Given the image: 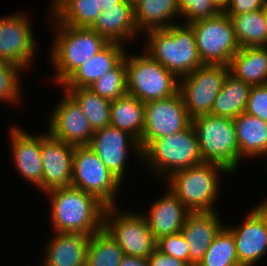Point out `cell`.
I'll list each match as a JSON object with an SVG mask.
<instances>
[{"mask_svg":"<svg viewBox=\"0 0 267 266\" xmlns=\"http://www.w3.org/2000/svg\"><path fill=\"white\" fill-rule=\"evenodd\" d=\"M46 195L54 232L92 236L103 228L106 205L96 196L72 186L51 190Z\"/></svg>","mask_w":267,"mask_h":266,"instance_id":"cell-1","label":"cell"},{"mask_svg":"<svg viewBox=\"0 0 267 266\" xmlns=\"http://www.w3.org/2000/svg\"><path fill=\"white\" fill-rule=\"evenodd\" d=\"M145 53L165 69L182 78L203 65L189 24L178 23L166 29L146 31Z\"/></svg>","mask_w":267,"mask_h":266,"instance_id":"cell-2","label":"cell"},{"mask_svg":"<svg viewBox=\"0 0 267 266\" xmlns=\"http://www.w3.org/2000/svg\"><path fill=\"white\" fill-rule=\"evenodd\" d=\"M55 28V38L49 52L55 69L53 77L60 86L89 58L101 51L109 42L88 27H74L57 23L49 18Z\"/></svg>","mask_w":267,"mask_h":266,"instance_id":"cell-3","label":"cell"},{"mask_svg":"<svg viewBox=\"0 0 267 266\" xmlns=\"http://www.w3.org/2000/svg\"><path fill=\"white\" fill-rule=\"evenodd\" d=\"M224 173L230 174L219 164L203 162L173 172L165 180L169 189L190 212L217 211L214 209V202L217 195L219 196L220 181Z\"/></svg>","mask_w":267,"mask_h":266,"instance_id":"cell-4","label":"cell"},{"mask_svg":"<svg viewBox=\"0 0 267 266\" xmlns=\"http://www.w3.org/2000/svg\"><path fill=\"white\" fill-rule=\"evenodd\" d=\"M151 174L168 178L173 172L203 163L197 135L191 124L185 130L153 140L142 151Z\"/></svg>","mask_w":267,"mask_h":266,"instance_id":"cell-5","label":"cell"},{"mask_svg":"<svg viewBox=\"0 0 267 266\" xmlns=\"http://www.w3.org/2000/svg\"><path fill=\"white\" fill-rule=\"evenodd\" d=\"M203 162L223 166L231 174L242 162L231 118L203 114L192 119Z\"/></svg>","mask_w":267,"mask_h":266,"instance_id":"cell-6","label":"cell"},{"mask_svg":"<svg viewBox=\"0 0 267 266\" xmlns=\"http://www.w3.org/2000/svg\"><path fill=\"white\" fill-rule=\"evenodd\" d=\"M125 53L127 93L144 104L179 92V78L147 53Z\"/></svg>","mask_w":267,"mask_h":266,"instance_id":"cell-7","label":"cell"},{"mask_svg":"<svg viewBox=\"0 0 267 266\" xmlns=\"http://www.w3.org/2000/svg\"><path fill=\"white\" fill-rule=\"evenodd\" d=\"M117 207L106 206L103 229L118 243L126 256L148 258L156 249L157 240L147 219L141 212L119 211Z\"/></svg>","mask_w":267,"mask_h":266,"instance_id":"cell-8","label":"cell"},{"mask_svg":"<svg viewBox=\"0 0 267 266\" xmlns=\"http://www.w3.org/2000/svg\"><path fill=\"white\" fill-rule=\"evenodd\" d=\"M122 183L89 146L74 147L72 187L96 196L106 206H114Z\"/></svg>","mask_w":267,"mask_h":266,"instance_id":"cell-9","label":"cell"},{"mask_svg":"<svg viewBox=\"0 0 267 266\" xmlns=\"http://www.w3.org/2000/svg\"><path fill=\"white\" fill-rule=\"evenodd\" d=\"M196 38L202 64L229 65L239 50L230 17L221 11L217 16L189 24Z\"/></svg>","mask_w":267,"mask_h":266,"instance_id":"cell-10","label":"cell"},{"mask_svg":"<svg viewBox=\"0 0 267 266\" xmlns=\"http://www.w3.org/2000/svg\"><path fill=\"white\" fill-rule=\"evenodd\" d=\"M229 73V65L203 64L190 74L179 78V92L192 119L211 113Z\"/></svg>","mask_w":267,"mask_h":266,"instance_id":"cell-11","label":"cell"},{"mask_svg":"<svg viewBox=\"0 0 267 266\" xmlns=\"http://www.w3.org/2000/svg\"><path fill=\"white\" fill-rule=\"evenodd\" d=\"M145 125L139 142L143 151L153 140L181 132L192 124L180 92L144 104Z\"/></svg>","mask_w":267,"mask_h":266,"instance_id":"cell-12","label":"cell"},{"mask_svg":"<svg viewBox=\"0 0 267 266\" xmlns=\"http://www.w3.org/2000/svg\"><path fill=\"white\" fill-rule=\"evenodd\" d=\"M31 21L22 12L0 17V59L24 70L33 64L36 42Z\"/></svg>","mask_w":267,"mask_h":266,"instance_id":"cell-13","label":"cell"},{"mask_svg":"<svg viewBox=\"0 0 267 266\" xmlns=\"http://www.w3.org/2000/svg\"><path fill=\"white\" fill-rule=\"evenodd\" d=\"M233 235L241 266H253L267 254V198L248 211L242 224L226 226Z\"/></svg>","mask_w":267,"mask_h":266,"instance_id":"cell-14","label":"cell"},{"mask_svg":"<svg viewBox=\"0 0 267 266\" xmlns=\"http://www.w3.org/2000/svg\"><path fill=\"white\" fill-rule=\"evenodd\" d=\"M108 168V170L121 182L124 179L129 151L142 161V151L139 141L130 133L118 128L107 126L95 130L88 145Z\"/></svg>","mask_w":267,"mask_h":266,"instance_id":"cell-15","label":"cell"},{"mask_svg":"<svg viewBox=\"0 0 267 266\" xmlns=\"http://www.w3.org/2000/svg\"><path fill=\"white\" fill-rule=\"evenodd\" d=\"M49 117L48 133L74 147L88 146L94 130L77 102L66 92Z\"/></svg>","mask_w":267,"mask_h":266,"instance_id":"cell-16","label":"cell"},{"mask_svg":"<svg viewBox=\"0 0 267 266\" xmlns=\"http://www.w3.org/2000/svg\"><path fill=\"white\" fill-rule=\"evenodd\" d=\"M74 146L41 132L43 177L41 192L71 186Z\"/></svg>","mask_w":267,"mask_h":266,"instance_id":"cell-17","label":"cell"},{"mask_svg":"<svg viewBox=\"0 0 267 266\" xmlns=\"http://www.w3.org/2000/svg\"><path fill=\"white\" fill-rule=\"evenodd\" d=\"M40 133V134H39ZM11 159L17 173L27 182L40 189L43 177L41 159V132L28 133L21 126L13 125L9 129Z\"/></svg>","mask_w":267,"mask_h":266,"instance_id":"cell-18","label":"cell"},{"mask_svg":"<svg viewBox=\"0 0 267 266\" xmlns=\"http://www.w3.org/2000/svg\"><path fill=\"white\" fill-rule=\"evenodd\" d=\"M218 211L190 212L181 233L189 245V265L197 266L224 226Z\"/></svg>","mask_w":267,"mask_h":266,"instance_id":"cell-19","label":"cell"},{"mask_svg":"<svg viewBox=\"0 0 267 266\" xmlns=\"http://www.w3.org/2000/svg\"><path fill=\"white\" fill-rule=\"evenodd\" d=\"M148 208L143 215L156 240L180 232L190 213L168 186L166 193Z\"/></svg>","mask_w":267,"mask_h":266,"instance_id":"cell-20","label":"cell"},{"mask_svg":"<svg viewBox=\"0 0 267 266\" xmlns=\"http://www.w3.org/2000/svg\"><path fill=\"white\" fill-rule=\"evenodd\" d=\"M108 42L125 45L140 35L134 17V4L122 1L116 7L104 9L90 27Z\"/></svg>","mask_w":267,"mask_h":266,"instance_id":"cell-21","label":"cell"},{"mask_svg":"<svg viewBox=\"0 0 267 266\" xmlns=\"http://www.w3.org/2000/svg\"><path fill=\"white\" fill-rule=\"evenodd\" d=\"M53 233L46 244L42 266H85L90 236L80 233Z\"/></svg>","mask_w":267,"mask_h":266,"instance_id":"cell-22","label":"cell"},{"mask_svg":"<svg viewBox=\"0 0 267 266\" xmlns=\"http://www.w3.org/2000/svg\"><path fill=\"white\" fill-rule=\"evenodd\" d=\"M125 46L109 42L96 55L89 58L61 86L63 88L89 87L106 72L114 69L126 53Z\"/></svg>","mask_w":267,"mask_h":266,"instance_id":"cell-23","label":"cell"},{"mask_svg":"<svg viewBox=\"0 0 267 266\" xmlns=\"http://www.w3.org/2000/svg\"><path fill=\"white\" fill-rule=\"evenodd\" d=\"M240 158L267 159V121L246 113L233 119ZM265 156V157H264Z\"/></svg>","mask_w":267,"mask_h":266,"instance_id":"cell-24","label":"cell"},{"mask_svg":"<svg viewBox=\"0 0 267 266\" xmlns=\"http://www.w3.org/2000/svg\"><path fill=\"white\" fill-rule=\"evenodd\" d=\"M134 17L140 34L152 29H166L178 24L173 22L174 19L181 18L178 0H137Z\"/></svg>","mask_w":267,"mask_h":266,"instance_id":"cell-25","label":"cell"},{"mask_svg":"<svg viewBox=\"0 0 267 266\" xmlns=\"http://www.w3.org/2000/svg\"><path fill=\"white\" fill-rule=\"evenodd\" d=\"M229 67L231 75L251 86L267 84V46L239 48Z\"/></svg>","mask_w":267,"mask_h":266,"instance_id":"cell-26","label":"cell"},{"mask_svg":"<svg viewBox=\"0 0 267 266\" xmlns=\"http://www.w3.org/2000/svg\"><path fill=\"white\" fill-rule=\"evenodd\" d=\"M144 103L125 94L110 103V126L127 131L139 142L144 131Z\"/></svg>","mask_w":267,"mask_h":266,"instance_id":"cell-27","label":"cell"},{"mask_svg":"<svg viewBox=\"0 0 267 266\" xmlns=\"http://www.w3.org/2000/svg\"><path fill=\"white\" fill-rule=\"evenodd\" d=\"M52 17L57 23L90 28L101 13L97 0H50ZM52 2V3H51Z\"/></svg>","mask_w":267,"mask_h":266,"instance_id":"cell-28","label":"cell"},{"mask_svg":"<svg viewBox=\"0 0 267 266\" xmlns=\"http://www.w3.org/2000/svg\"><path fill=\"white\" fill-rule=\"evenodd\" d=\"M252 86L229 73L214 102L211 115L234 119L245 113Z\"/></svg>","mask_w":267,"mask_h":266,"instance_id":"cell-29","label":"cell"},{"mask_svg":"<svg viewBox=\"0 0 267 266\" xmlns=\"http://www.w3.org/2000/svg\"><path fill=\"white\" fill-rule=\"evenodd\" d=\"M240 48L267 46V19L263 9L239 15H228Z\"/></svg>","mask_w":267,"mask_h":266,"instance_id":"cell-30","label":"cell"},{"mask_svg":"<svg viewBox=\"0 0 267 266\" xmlns=\"http://www.w3.org/2000/svg\"><path fill=\"white\" fill-rule=\"evenodd\" d=\"M80 106L93 130L110 126V103L88 87L63 88Z\"/></svg>","mask_w":267,"mask_h":266,"instance_id":"cell-31","label":"cell"},{"mask_svg":"<svg viewBox=\"0 0 267 266\" xmlns=\"http://www.w3.org/2000/svg\"><path fill=\"white\" fill-rule=\"evenodd\" d=\"M124 251L102 228L90 236L85 266H120Z\"/></svg>","mask_w":267,"mask_h":266,"instance_id":"cell-32","label":"cell"},{"mask_svg":"<svg viewBox=\"0 0 267 266\" xmlns=\"http://www.w3.org/2000/svg\"><path fill=\"white\" fill-rule=\"evenodd\" d=\"M197 266H241L232 232L226 225L217 233Z\"/></svg>","mask_w":267,"mask_h":266,"instance_id":"cell-33","label":"cell"},{"mask_svg":"<svg viewBox=\"0 0 267 266\" xmlns=\"http://www.w3.org/2000/svg\"><path fill=\"white\" fill-rule=\"evenodd\" d=\"M88 88L109 101L127 94L125 56L114 69L106 72Z\"/></svg>","mask_w":267,"mask_h":266,"instance_id":"cell-34","label":"cell"},{"mask_svg":"<svg viewBox=\"0 0 267 266\" xmlns=\"http://www.w3.org/2000/svg\"><path fill=\"white\" fill-rule=\"evenodd\" d=\"M24 71L20 66L0 59V102L21 104L20 73ZM20 103H19V102Z\"/></svg>","mask_w":267,"mask_h":266,"instance_id":"cell-35","label":"cell"},{"mask_svg":"<svg viewBox=\"0 0 267 266\" xmlns=\"http://www.w3.org/2000/svg\"><path fill=\"white\" fill-rule=\"evenodd\" d=\"M178 9L184 24L212 18L222 11L213 0H178Z\"/></svg>","mask_w":267,"mask_h":266,"instance_id":"cell-36","label":"cell"},{"mask_svg":"<svg viewBox=\"0 0 267 266\" xmlns=\"http://www.w3.org/2000/svg\"><path fill=\"white\" fill-rule=\"evenodd\" d=\"M156 249L189 264V245L181 232L157 239Z\"/></svg>","mask_w":267,"mask_h":266,"instance_id":"cell-37","label":"cell"},{"mask_svg":"<svg viewBox=\"0 0 267 266\" xmlns=\"http://www.w3.org/2000/svg\"><path fill=\"white\" fill-rule=\"evenodd\" d=\"M245 113L267 121V84L252 86Z\"/></svg>","mask_w":267,"mask_h":266,"instance_id":"cell-38","label":"cell"},{"mask_svg":"<svg viewBox=\"0 0 267 266\" xmlns=\"http://www.w3.org/2000/svg\"><path fill=\"white\" fill-rule=\"evenodd\" d=\"M266 0H230L223 10L227 15H239L263 9Z\"/></svg>","mask_w":267,"mask_h":266,"instance_id":"cell-39","label":"cell"},{"mask_svg":"<svg viewBox=\"0 0 267 266\" xmlns=\"http://www.w3.org/2000/svg\"><path fill=\"white\" fill-rule=\"evenodd\" d=\"M149 266H190L188 263L155 249L148 257Z\"/></svg>","mask_w":267,"mask_h":266,"instance_id":"cell-40","label":"cell"},{"mask_svg":"<svg viewBox=\"0 0 267 266\" xmlns=\"http://www.w3.org/2000/svg\"><path fill=\"white\" fill-rule=\"evenodd\" d=\"M120 266H149L148 258L124 256Z\"/></svg>","mask_w":267,"mask_h":266,"instance_id":"cell-41","label":"cell"},{"mask_svg":"<svg viewBox=\"0 0 267 266\" xmlns=\"http://www.w3.org/2000/svg\"><path fill=\"white\" fill-rule=\"evenodd\" d=\"M123 0H97L99 4V10L101 12L106 8L116 7L117 4H120Z\"/></svg>","mask_w":267,"mask_h":266,"instance_id":"cell-42","label":"cell"},{"mask_svg":"<svg viewBox=\"0 0 267 266\" xmlns=\"http://www.w3.org/2000/svg\"><path fill=\"white\" fill-rule=\"evenodd\" d=\"M213 1L222 11L230 2V0H213Z\"/></svg>","mask_w":267,"mask_h":266,"instance_id":"cell-43","label":"cell"},{"mask_svg":"<svg viewBox=\"0 0 267 266\" xmlns=\"http://www.w3.org/2000/svg\"><path fill=\"white\" fill-rule=\"evenodd\" d=\"M263 11H264V13H265V15H266V19H267V0H266L265 3H264Z\"/></svg>","mask_w":267,"mask_h":266,"instance_id":"cell-44","label":"cell"},{"mask_svg":"<svg viewBox=\"0 0 267 266\" xmlns=\"http://www.w3.org/2000/svg\"><path fill=\"white\" fill-rule=\"evenodd\" d=\"M124 1H127V2L134 4L137 0H124Z\"/></svg>","mask_w":267,"mask_h":266,"instance_id":"cell-45","label":"cell"}]
</instances>
